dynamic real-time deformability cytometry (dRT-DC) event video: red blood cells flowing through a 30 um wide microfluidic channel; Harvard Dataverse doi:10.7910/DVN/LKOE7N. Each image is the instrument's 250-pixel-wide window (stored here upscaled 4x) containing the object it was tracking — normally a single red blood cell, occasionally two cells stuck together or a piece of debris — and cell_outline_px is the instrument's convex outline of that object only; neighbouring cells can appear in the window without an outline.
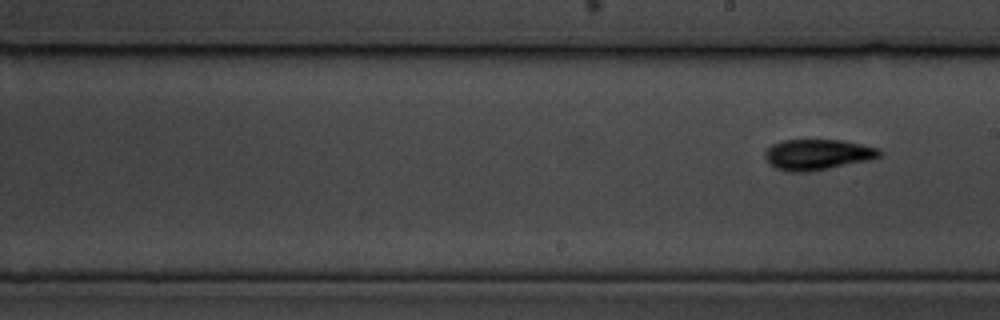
{"species": "common noctule bat (a hibernating species)", "species_latin": "Nyctalus noctula", "temperature_condition": "cold", "stored_images_in_passage": 9, "segment_of_instrument_passage": [2, 2], "camera_frame_rate_fps": 3000, "um_per_image_px": 0.085, "animal": {"sex": "male", "body_mass_g": 19.5, "forearm_length_mm": 54.6}, "frame": {"image": 1, "passage_image": 9, "time_ms": 8.667, "image_size_px": [1000, 320], "cell_outline_px": [[880, 156], [868, 160], [808, 172], [788, 172], [776, 168], [764, 156], [764, 152], [772, 144], [780, 140], [844, 140], [880, 148]], "centroid_in_image_um": [69.47, 13.12], "position_along_channel_um": 219.5, "area_um2": 20.35}}